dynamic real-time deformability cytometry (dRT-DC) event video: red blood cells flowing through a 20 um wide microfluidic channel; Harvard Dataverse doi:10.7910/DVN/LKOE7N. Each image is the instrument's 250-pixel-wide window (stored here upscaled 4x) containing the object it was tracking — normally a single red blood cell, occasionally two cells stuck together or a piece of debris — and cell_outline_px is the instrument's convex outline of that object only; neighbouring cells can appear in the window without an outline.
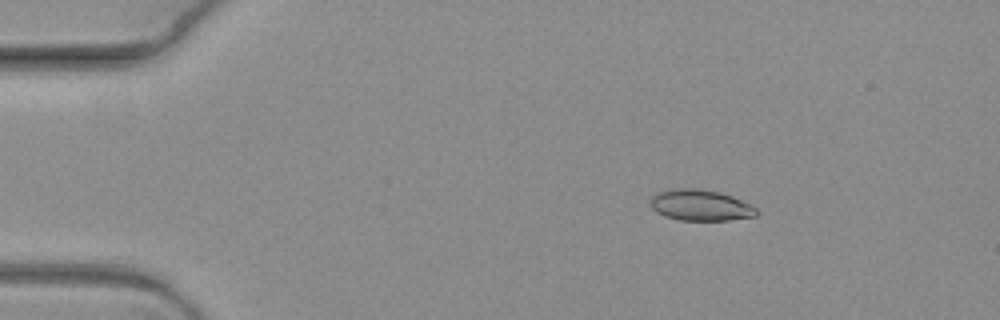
{"species": "common noctule bat (a hibernating species)", "species_latin": "Nyctalus noctula", "temperature_condition": "warm", "stored_images_in_passage": 6, "camera_frame_rate_fps": 3000, "um_per_image_px": 0.085, "animal": {"sex": "female", "body_mass_g": 19.3, "forearm_length_mm": 54.1}, "frame": {"image": 1, "passage_image": 3, "time_ms": 0.667, "image_size_px": [1000, 320], "cell_outline_px": [[760, 212], [756, 216], [728, 220], [680, 220], [664, 216], [656, 212], [652, 208], [652, 196], [660, 192], [676, 188], [696, 188], [720, 192], [732, 196], [752, 204]], "centroid_in_image_um": [59.59, 17.45], "position_along_channel_um": 25.4, "area_um2": 19.19}}
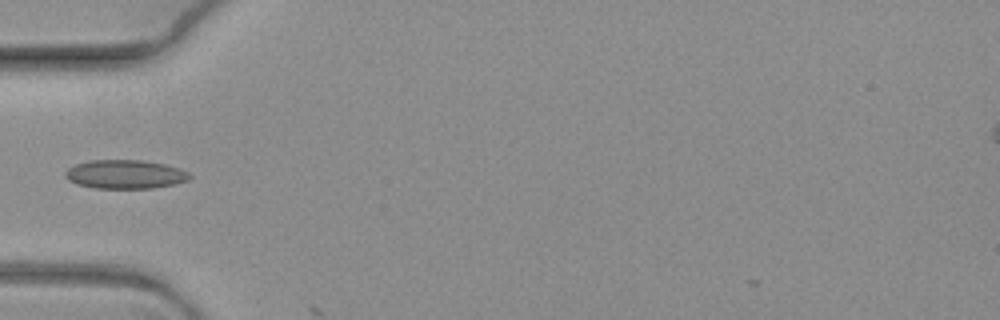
{"frame": {"image": 2, "passage_image": 6, "time_ms": 1.667, "image_size_px": [1000, 320], "cell_outline_px": [[192, 176], [188, 180], [176, 184], [152, 188], [96, 188], [76, 184], [68, 180], [64, 176], [64, 172], [68, 168], [76, 164], [92, 160], [140, 160], [164, 164], [180, 168], [188, 172]], "centroid_in_image_um": [10.64, 14.82], "position_along_channel_um": 74.4, "area_um2": 20.92}}